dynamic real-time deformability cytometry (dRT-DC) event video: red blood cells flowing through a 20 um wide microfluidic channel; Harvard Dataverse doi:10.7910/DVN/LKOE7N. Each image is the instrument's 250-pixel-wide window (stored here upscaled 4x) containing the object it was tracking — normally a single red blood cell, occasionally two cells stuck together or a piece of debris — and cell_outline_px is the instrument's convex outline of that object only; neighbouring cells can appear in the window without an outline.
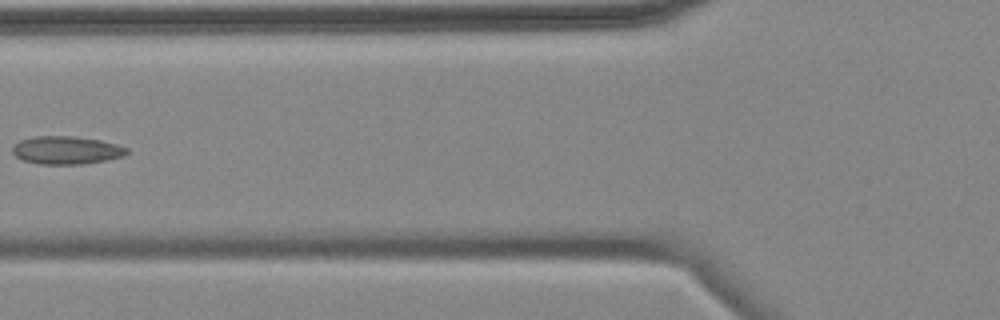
{"species": "common noctule bat (a hibernating species)", "species_latin": "Nyctalus noctula", "temperature_condition": "cold", "stored_images_in_passage": 8, "camera_frame_rate_fps": 3000, "um_per_image_px": 0.085, "animal": {"sex": "female", "body_mass_g": 18.4}, "frame": {"image": 1, "passage_image": 5, "time_ms": 5.333, "image_size_px": [1000, 320], "cell_outline_px": [[128, 152], [124, 156], [108, 160], [80, 164], [40, 164], [24, 160], [16, 156], [12, 152], [12, 148], [20, 140], [36, 136], [72, 136], [100, 140], [116, 144], [128, 148]], "centroid_in_image_um": [5.66, 12.77], "position_along_channel_um": 120.1, "area_um2": 18.55}}
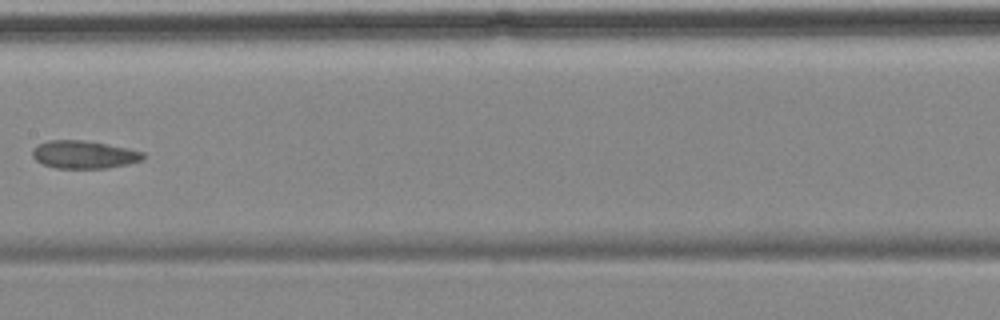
{"frame": {"image": 2, "passage_image": 7, "time_ms": 7.667, "image_size_px": [1000, 320], "cell_outline_px": [[144, 160], [128, 164], [108, 168], [56, 168], [44, 164], [36, 160], [32, 156], [32, 148], [48, 140], [84, 140], [128, 148], [144, 152]], "centroid_in_image_um": [7.15, 13.14], "position_along_channel_um": 200.2, "area_um2": 17.98}}
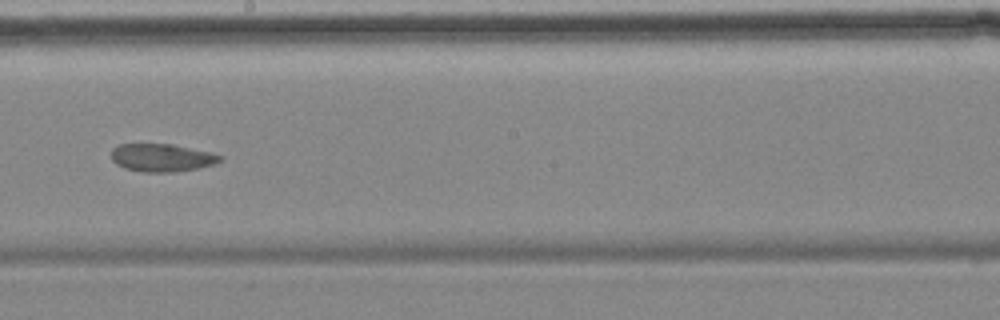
{"frame": {"image": 3, "passage_image": 8, "time_ms": 8.667, "image_size_px": [1000, 320], "cell_outline_px": [[224, 160], [216, 164], [196, 168], [172, 172], [144, 172], [124, 168], [116, 164], [112, 160], [112, 148], [120, 144], [172, 144], [212, 152], [224, 156]], "centroid_in_image_um": [13.8, 13.4], "position_along_channel_um": 234.4, "area_um2": 17.8}}